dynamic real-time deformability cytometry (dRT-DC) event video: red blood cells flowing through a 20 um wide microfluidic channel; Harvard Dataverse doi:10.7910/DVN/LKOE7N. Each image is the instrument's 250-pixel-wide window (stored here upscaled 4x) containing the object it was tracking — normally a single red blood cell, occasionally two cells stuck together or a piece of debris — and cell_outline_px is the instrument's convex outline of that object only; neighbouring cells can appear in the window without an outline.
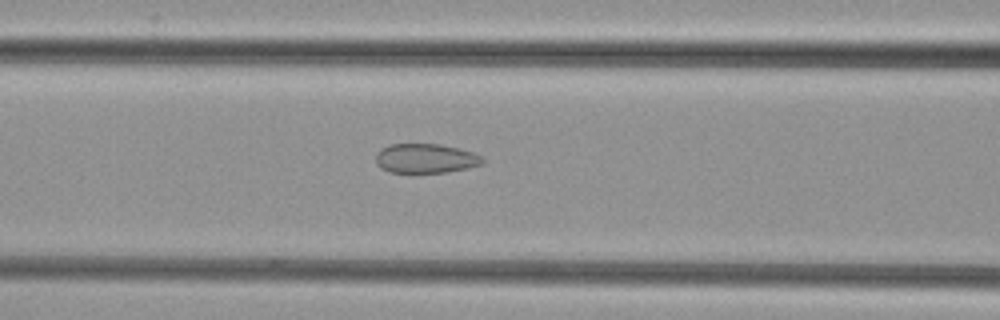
{"species": "common noctule bat (a hibernating species)", "species_latin": "Nyctalus noctula", "temperature_condition": "cold", "stored_images_in_passage": 37, "camera_frame_rate_fps": 3000, "um_per_image_px": 0.085, "animal": {"sex": "female", "body_mass_g": 29.2, "forearm_length_mm": 56.3}, "frame": {"image": 1, "passage_image": 7, "time_ms": 2.0, "image_size_px": [1000, 320], "cell_outline_px": [[484, 164], [468, 168], [448, 172], [388, 172], [380, 168], [376, 164], [376, 152], [380, 148], [388, 144], [440, 144], [460, 148], [472, 152], [480, 156], [484, 160]], "centroid_in_image_um": [36.15, 13.46], "position_along_channel_um": 130.4, "area_um2": 18.5}}
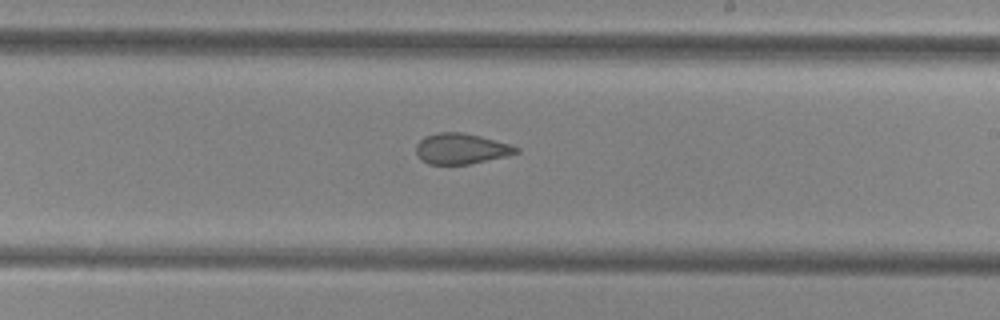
{"frame": {"image": 2, "passage_image": 16, "time_ms": 5.0, "image_size_px": [1000, 320], "cell_outline_px": [[520, 152], [504, 156], [468, 164], [428, 164], [420, 160], [416, 152], [416, 144], [424, 136], [436, 132], [460, 132], [480, 136], [508, 144], [520, 148]], "centroid_in_image_um": [39.14, 12.63], "position_along_channel_um": 249.9, "area_um2": 17.74}}
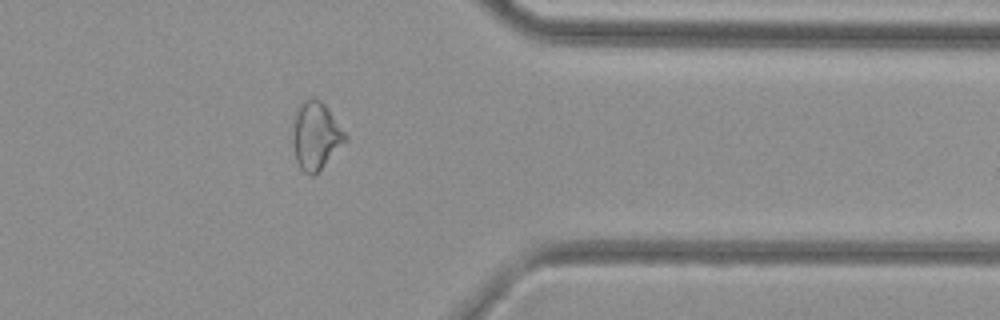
{"frame": {"image": 3, "passage_image": 27, "time_ms": 8.667, "image_size_px": [1000, 320], "cell_outline_px": [[348, 140], [312, 176], [304, 172], [300, 168], [296, 160], [292, 144], [292, 136], [296, 108], [308, 96], [312, 96], [320, 100], [324, 104], [348, 136]], "centroid_in_image_um": [26.82, 11.5], "position_along_channel_um": 384.6, "area_um2": 20.63}}